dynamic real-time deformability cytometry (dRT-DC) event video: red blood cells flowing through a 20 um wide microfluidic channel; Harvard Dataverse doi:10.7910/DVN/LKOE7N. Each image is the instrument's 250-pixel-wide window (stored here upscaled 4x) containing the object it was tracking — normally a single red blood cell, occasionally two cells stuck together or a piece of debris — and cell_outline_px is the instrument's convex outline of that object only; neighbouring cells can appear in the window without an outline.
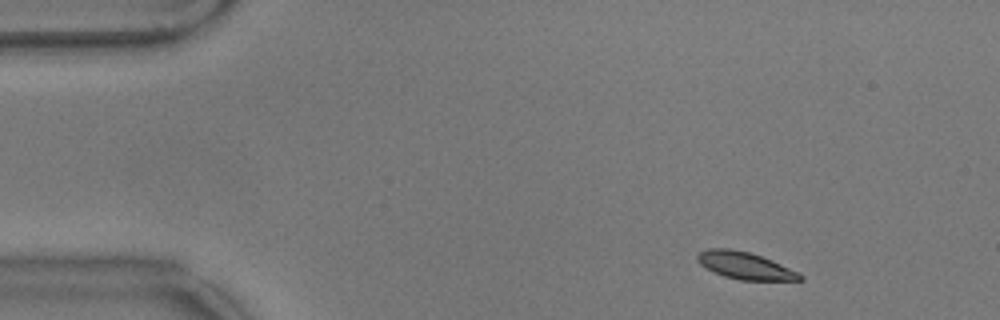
{"species": "common noctule bat (a hibernating species)", "species_latin": "Nyctalus noctula", "temperature_condition": "warm", "stored_images_in_passage": 54, "camera_frame_rate_fps": 3000, "um_per_image_px": 0.085, "animal": {"sex": "male", "body_mass_g": 17.9}, "frame": {"image": 1, "passage_image": 4, "time_ms": 1.0, "image_size_px": [1000, 320], "cell_outline_px": [[804, 280], [740, 280], [724, 276], [700, 264], [696, 260], [696, 256], [700, 252], [708, 248], [728, 248], [748, 252], [772, 260], [804, 276]], "centroid_in_image_um": [63.3, 22.57], "position_along_channel_um": 21.7, "area_um2": 15.9}}
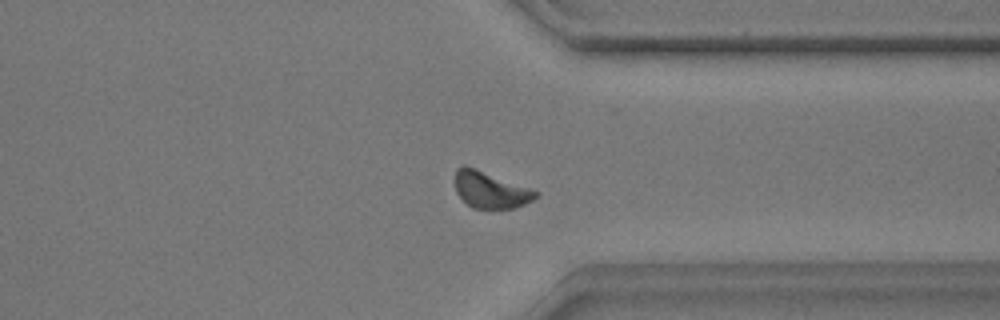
{"frame": {"image": 2, "passage_image": 41, "time_ms": 13.333, "image_size_px": [1000, 320], "cell_outline_px": [[540, 196], [524, 204], [512, 208], [472, 208], [456, 192], [452, 180], [456, 168], [464, 164], [540, 192]], "centroid_in_image_um": [41.63, 16.12], "position_along_channel_um": 369.8, "area_um2": 17.22}}
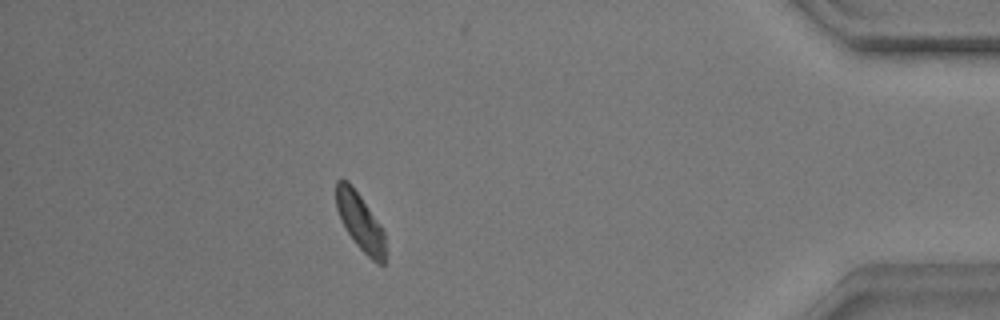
{"frame": {"image": 3, "passage_image": 48, "time_ms": 15.667, "image_size_px": [1000, 320], "cell_outline_px": [[384, 264], [380, 264], [372, 260], [356, 244], [348, 232], [336, 208], [336, 180], [348, 180], [360, 196], [380, 224], [384, 232]], "centroid_in_image_um": [30.6, 18.83], "position_along_channel_um": 404.6, "area_um2": 15.9}, "authors_computed_cell_mechanics": {"area_um2": 16.8776, "velocity_mm_per_s": 3.4872, "shape_relaxation_time_tau1_ms": 3.6905, "shape_relaxation_time_tau2_ms": null, "deformation_change_tau1": 0.0939, "deformation_change_tau2": null}}